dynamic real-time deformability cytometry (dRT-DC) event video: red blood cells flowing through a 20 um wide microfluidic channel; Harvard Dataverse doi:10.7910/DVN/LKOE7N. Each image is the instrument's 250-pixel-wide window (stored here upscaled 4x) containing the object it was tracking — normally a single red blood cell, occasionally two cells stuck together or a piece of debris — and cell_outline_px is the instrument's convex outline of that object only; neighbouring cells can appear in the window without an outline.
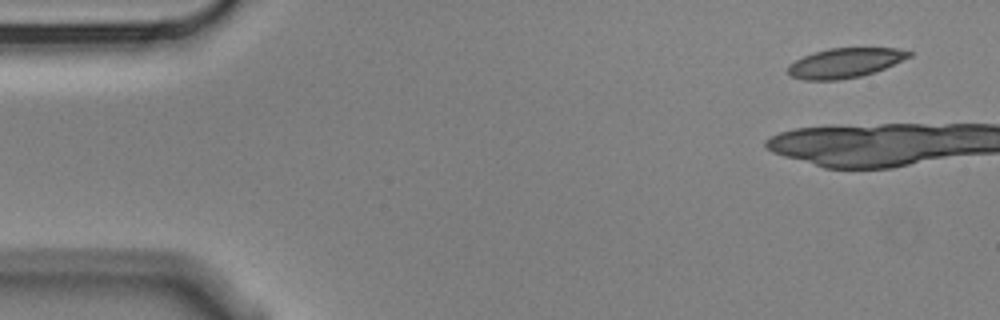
{"species": "Egyptian fruit bat (a non-hibernating species)", "species_latin": "Rousettus aegyptiacus", "temperature_condition": "cold", "stored_images_in_passage": 6, "camera_frame_rate_fps": 3000, "um_per_image_px": 0.085, "animal": {"sex": "male"}, "frame": {"image": 1, "passage_image": 1, "time_ms": 0.0, "image_size_px": [1000, 320], "cell_outline_px": [[912, 56], [884, 68], [860, 76], [836, 80], [804, 80], [792, 76], [788, 72], [788, 64], [812, 52], [828, 48], [896, 48], [912, 52]], "centroid_in_image_um": [71.8, 5.34], "position_along_channel_um": 13.2, "area_um2": 20.75}}